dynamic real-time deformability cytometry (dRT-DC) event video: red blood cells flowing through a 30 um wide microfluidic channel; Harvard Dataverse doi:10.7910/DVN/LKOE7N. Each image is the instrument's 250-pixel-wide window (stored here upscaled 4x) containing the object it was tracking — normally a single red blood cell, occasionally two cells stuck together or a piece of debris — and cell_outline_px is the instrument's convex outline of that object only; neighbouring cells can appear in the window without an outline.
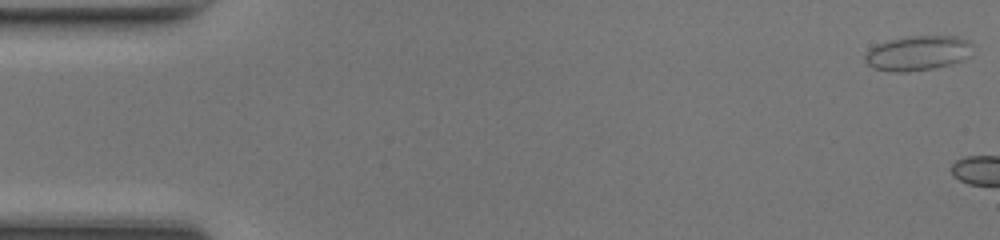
{"species": "common noctule bat (a hibernating species)", "species_latin": "Nyctalus noctula", "temperature_condition": "room temperature", "stored_images_in_passage": 4, "camera_frame_rate_fps": 3000, "um_per_image_px": 0.085, "animal": {"sex": "female", "body_mass_g": 17.0, "forearm_length_mm": 48.0}, "frame": {"image": 1, "passage_image": 1, "time_ms": 0.0, "image_size_px": [1000, 240], "cell_outline_px": [[972, 44], [968, 56], [960, 60], [948, 64], [932, 68], [904, 72], [896, 72], [872, 68], [864, 60], [864, 56], [872, 48], [888, 40], [908, 36], [956, 36], [968, 40]], "centroid_in_image_um": [77.99, 4.5], "position_along_channel_um": 7.0, "area_um2": 21.39}}